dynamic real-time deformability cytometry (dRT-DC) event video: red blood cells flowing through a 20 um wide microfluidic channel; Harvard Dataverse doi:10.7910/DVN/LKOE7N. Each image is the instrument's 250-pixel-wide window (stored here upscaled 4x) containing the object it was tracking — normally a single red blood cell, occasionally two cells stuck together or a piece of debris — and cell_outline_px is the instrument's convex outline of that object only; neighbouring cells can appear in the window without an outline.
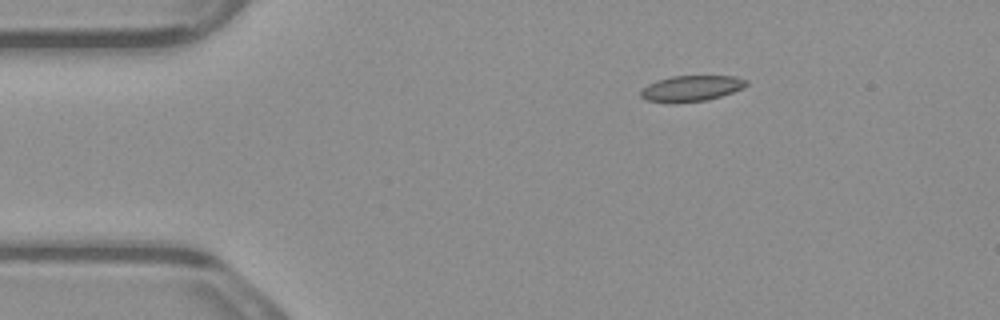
{"species": "common noctule bat (a hibernating species)", "species_latin": "Nyctalus noctula", "temperature_condition": "warm", "stored_images_in_passage": 4, "camera_frame_rate_fps": 3000, "um_per_image_px": 0.085, "animal": {"sex": "male", "body_mass_g": 23.1, "forearm_length_mm": 52.7}, "frame": {"image": 1, "passage_image": 2, "time_ms": 0.333, "image_size_px": [1000, 320], "cell_outline_px": [[748, 84], [744, 88], [708, 100], [676, 104], [668, 104], [644, 100], [640, 96], [640, 92], [648, 84], [656, 80], [672, 76], [736, 76], [748, 80]], "centroid_in_image_um": [58.73, 7.53], "position_along_channel_um": 26.3, "area_um2": 16.3}}
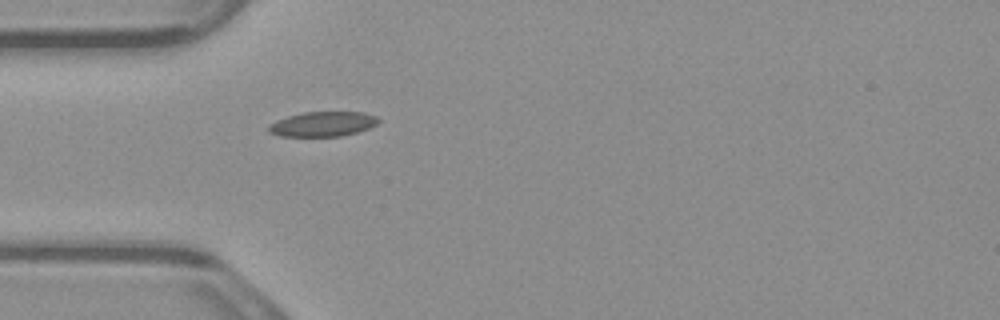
{"frame": {"image": 2, "passage_image": 4, "time_ms": 1.0, "image_size_px": [1000, 320], "cell_outline_px": [[380, 120], [376, 124], [368, 128], [356, 132], [340, 136], [280, 136], [268, 132], [268, 124], [276, 120], [288, 116], [304, 112], [364, 112], [376, 116]], "centroid_in_image_um": [27.4, 10.54], "position_along_channel_um": 57.6, "area_um2": 15.84}}